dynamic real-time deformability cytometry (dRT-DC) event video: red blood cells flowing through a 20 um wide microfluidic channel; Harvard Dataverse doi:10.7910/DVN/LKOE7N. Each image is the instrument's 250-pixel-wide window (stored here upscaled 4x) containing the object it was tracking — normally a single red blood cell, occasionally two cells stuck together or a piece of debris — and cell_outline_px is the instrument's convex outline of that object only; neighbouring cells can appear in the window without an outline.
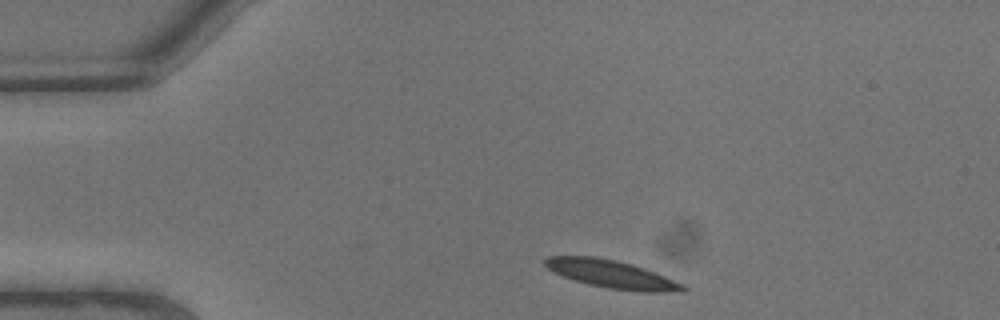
{"species": "common noctule bat (a hibernating species)", "species_latin": "Nyctalus noctula", "temperature_condition": "warm", "stored_images_in_passage": 4, "camera_frame_rate_fps": 3000, "um_per_image_px": 0.085, "animal": {"sex": "male", "body_mass_g": 13.3}, "frame": {"image": 1, "passage_image": 1, "time_ms": 0.0, "image_size_px": [1000, 320], "cell_outline_px": [[688, 288], [684, 292], [640, 292], [608, 288], [588, 284], [552, 272], [544, 264], [544, 260], [548, 256], [596, 256], [616, 260], [632, 264], [656, 272], [684, 284]], "centroid_in_image_um": [52.04, 23.31], "position_along_channel_um": 33.0, "area_um2": 22.6}}